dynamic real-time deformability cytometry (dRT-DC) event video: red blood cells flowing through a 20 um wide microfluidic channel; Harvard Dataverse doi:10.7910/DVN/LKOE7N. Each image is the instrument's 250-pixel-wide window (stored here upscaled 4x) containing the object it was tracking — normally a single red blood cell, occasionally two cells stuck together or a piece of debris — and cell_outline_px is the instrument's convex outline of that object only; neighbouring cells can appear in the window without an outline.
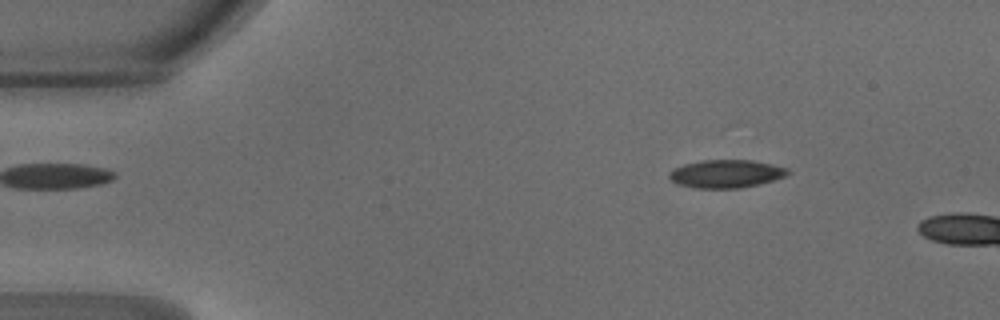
{"species": "common noctule bat (a hibernating species)", "species_latin": "Nyctalus noctula", "temperature_condition": "warm", "stored_images_in_passage": 8, "camera_frame_rate_fps": 3000, "um_per_image_px": 0.085, "animal": {"sex": "male", "body_mass_g": 18.8}, "frame": {"image": 1, "passage_image": 6, "time_ms": 1.667, "image_size_px": [1000, 320], "cell_outline_px": [[792, 172], [776, 180], [760, 184], [740, 188], [692, 188], [680, 184], [672, 180], [668, 176], [672, 168], [684, 164], [700, 160], [752, 160], [772, 164], [788, 168]], "centroid_in_image_um": [61.74, 14.77], "position_along_channel_um": 23.3, "area_um2": 19.54}}